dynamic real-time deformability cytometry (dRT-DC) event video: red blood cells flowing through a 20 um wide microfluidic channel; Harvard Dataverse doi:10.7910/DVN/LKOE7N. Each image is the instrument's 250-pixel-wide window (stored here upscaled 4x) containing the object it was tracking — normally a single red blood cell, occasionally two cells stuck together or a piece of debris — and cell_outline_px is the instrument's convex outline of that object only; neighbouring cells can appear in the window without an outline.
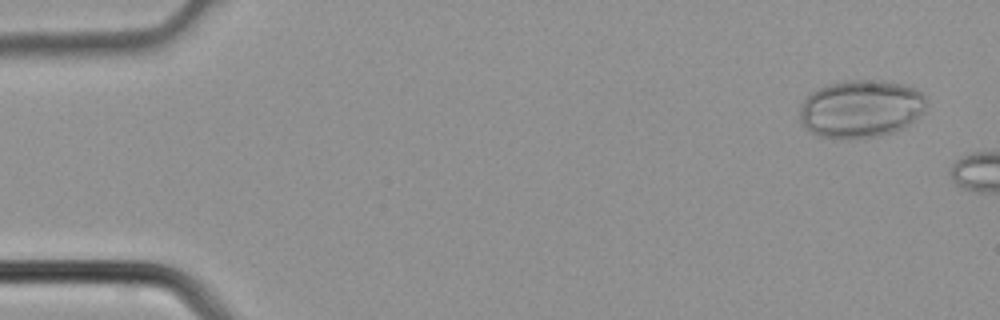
{"species": "common noctule bat (a hibernating species)", "species_latin": "Nyctalus noctula", "temperature_condition": "cold", "stored_images_in_passage": 3, "camera_frame_rate_fps": 3000, "um_per_image_px": 0.085, "animal": {"sex": "male", "body_mass_g": 21.5, "forearm_length_mm": 52.0}, "frame": {"image": 1, "passage_image": 1, "time_ms": 0.0, "image_size_px": [1000, 320], "cell_outline_px": [[924, 112], [908, 124], [892, 132], [880, 136], [820, 136], [812, 132], [800, 120], [800, 108], [804, 100], [812, 92], [820, 88], [832, 84], [848, 80], [880, 80], [908, 84], [916, 88], [924, 96]], "centroid_in_image_um": [73.21, 9.2], "position_along_channel_um": 11.8, "area_um2": 41.62}}